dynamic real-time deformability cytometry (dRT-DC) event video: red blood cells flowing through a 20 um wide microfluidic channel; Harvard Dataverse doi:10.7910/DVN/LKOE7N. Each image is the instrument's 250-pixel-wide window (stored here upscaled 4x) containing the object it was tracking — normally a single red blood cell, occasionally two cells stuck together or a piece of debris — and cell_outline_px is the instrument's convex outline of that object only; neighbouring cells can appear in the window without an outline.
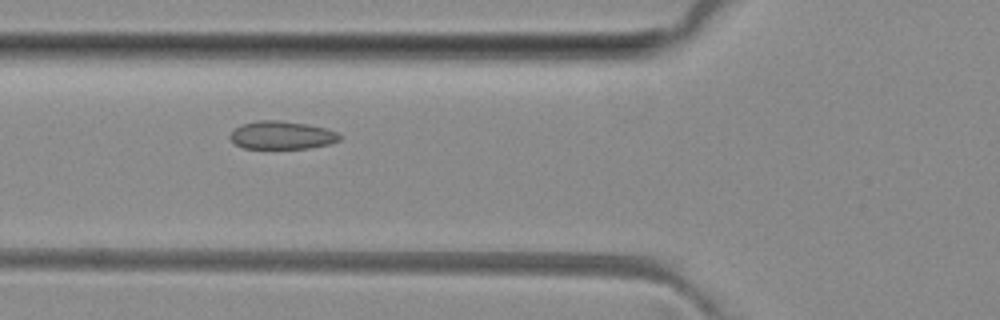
{"species": "common noctule bat (a hibernating species)", "species_latin": "Nyctalus noctula", "temperature_condition": "room temperature", "stored_images_in_passage": 6, "camera_frame_rate_fps": 3000, "um_per_image_px": 0.085, "animal": {"sex": "female", "body_mass_g": 29.2, "forearm_length_mm": 56.3}, "frame": {"image": 1, "passage_image": 4, "time_ms": 3.333, "image_size_px": [1000, 320], "cell_outline_px": [[340, 140], [328, 144], [308, 148], [244, 148], [236, 144], [228, 136], [240, 124], [256, 120], [280, 120], [308, 124], [328, 128], [336, 132], [340, 136]], "centroid_in_image_um": [23.95, 11.47], "position_along_channel_um": 101.9, "area_um2": 17.92}}
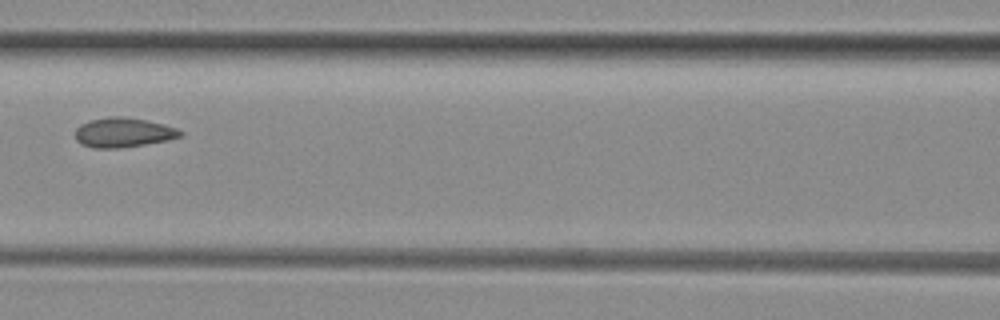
{"frame": {"image": 2, "passage_image": 5, "time_ms": 4.667, "image_size_px": [1000, 320], "cell_outline_px": [[184, 132], [180, 136], [168, 140], [120, 148], [92, 148], [80, 144], [76, 140], [76, 128], [80, 124], [92, 120], [112, 116], [124, 116], [164, 124], [176, 128]], "centroid_in_image_um": [10.46, 11.27], "position_along_channel_um": 156.1, "area_um2": 18.03}}
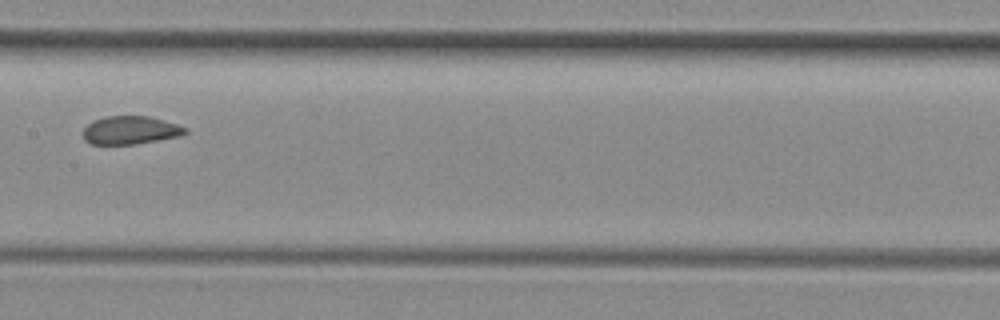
{"frame": {"image": 3, "passage_image": 6, "time_ms": 5.667, "image_size_px": [1000, 320], "cell_outline_px": [[188, 132], [180, 136], [136, 144], [92, 144], [84, 140], [84, 128], [92, 120], [104, 116], [148, 116], [176, 124], [188, 128]], "centroid_in_image_um": [11.08, 11.06], "position_along_channel_um": 196.3, "area_um2": 16.76}}